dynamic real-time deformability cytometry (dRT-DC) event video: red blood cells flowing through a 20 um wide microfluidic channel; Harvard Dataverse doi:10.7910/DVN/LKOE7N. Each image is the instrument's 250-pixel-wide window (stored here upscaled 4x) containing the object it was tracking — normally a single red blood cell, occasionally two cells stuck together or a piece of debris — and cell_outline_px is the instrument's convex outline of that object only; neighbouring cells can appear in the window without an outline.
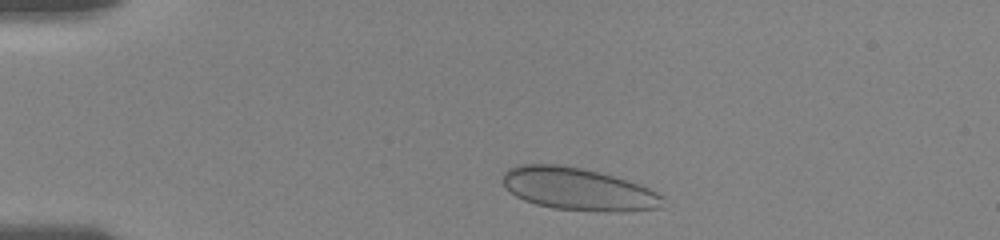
{"species": "human", "species_latin": "Homo sapiens", "temperature_condition": "room temperature", "stored_images_in_passage": 7, "camera_frame_rate_fps": 3000, "um_per_image_px": 0.085, "donor": {"sex": "female"}, "frame": {"image": 1, "passage_image": 3, "time_ms": 1.0, "image_size_px": [1000, 240], "cell_outline_px": [[664, 196], [660, 208], [624, 212], [604, 212], [552, 208], [536, 204], [524, 200], [516, 196], [504, 188], [504, 172], [508, 168], [516, 164], [560, 164], [580, 168], [628, 180], [640, 184]], "centroid_in_image_um": [49.13, 16.08], "position_along_channel_um": 35.9, "area_um2": 39.71}}
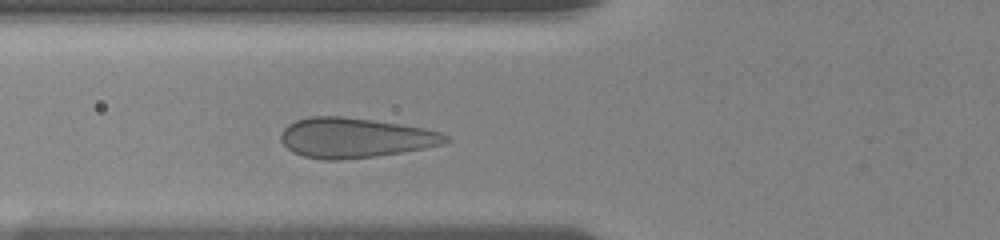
{"frame": {"image": 2, "passage_image": 7, "time_ms": 4.0, "image_size_px": [1000, 240], "cell_outline_px": [[452, 140], [444, 144], [424, 148], [376, 156], [340, 160], [324, 160], [304, 156], [292, 152], [280, 140], [280, 136], [284, 128], [288, 124], [296, 120], [312, 116], [340, 116], [372, 120], [400, 124], [424, 128], [440, 132], [448, 136]], "centroid_in_image_um": [30.17, 11.71], "position_along_channel_um": 95.6, "area_um2": 38.26}}